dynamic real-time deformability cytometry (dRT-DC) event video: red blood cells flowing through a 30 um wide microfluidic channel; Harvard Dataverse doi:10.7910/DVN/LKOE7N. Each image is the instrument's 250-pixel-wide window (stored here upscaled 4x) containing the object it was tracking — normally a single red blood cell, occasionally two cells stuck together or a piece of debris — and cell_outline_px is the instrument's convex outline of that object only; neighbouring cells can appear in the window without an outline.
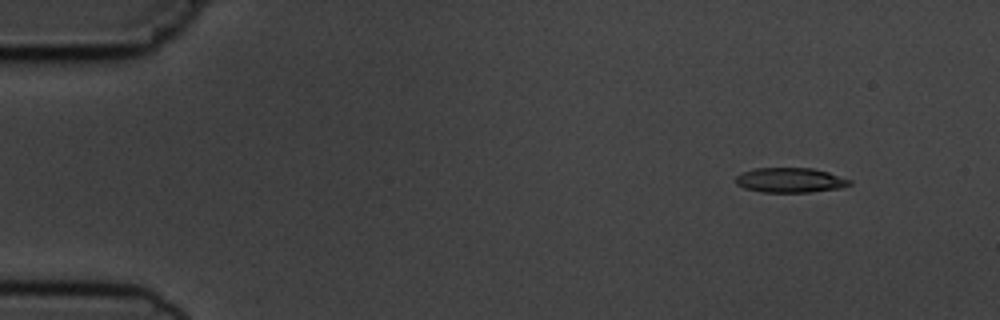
{"species": "common noctule bat (a hibernating species)", "species_latin": "Nyctalus noctula", "temperature_condition": "cold", "stored_images_in_passage": 5, "camera_frame_rate_fps": 3000, "um_per_image_px": 0.085, "animal": {"sex": "male", "body_mass_g": 19.5, "forearm_length_mm": 54.6}, "frame": {"image": 1, "passage_image": 2, "time_ms": 1.333, "image_size_px": [1000, 320], "cell_outline_px": [[852, 184], [840, 188], [808, 192], [760, 192], [744, 188], [736, 184], [736, 176], [740, 172], [756, 168], [812, 168], [828, 172], [852, 180]], "centroid_in_image_um": [67.15, 15.31], "position_along_channel_um": 17.9, "area_um2": 16.53}}
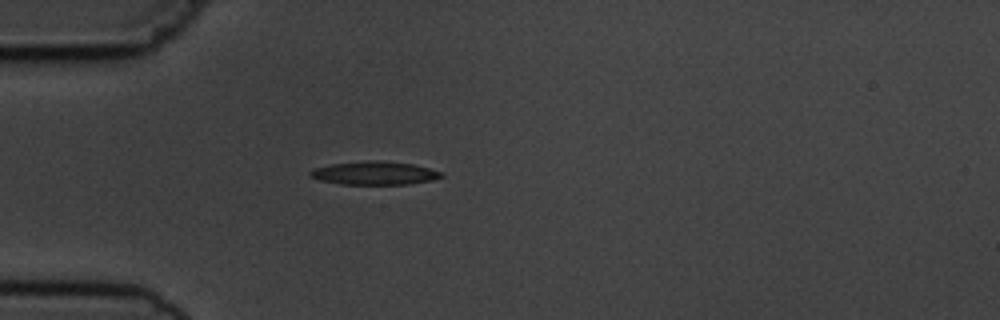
{"frame": {"image": 2, "passage_image": 5, "time_ms": 4.667, "image_size_px": [1000, 320], "cell_outline_px": [[444, 176], [432, 180], [408, 184], [340, 184], [320, 180], [308, 176], [308, 172], [316, 168], [332, 164], [368, 160], [376, 160], [412, 164], [444, 172]], "centroid_in_image_um": [31.84, 14.71], "position_along_channel_um": 53.2, "area_um2": 17.74}}